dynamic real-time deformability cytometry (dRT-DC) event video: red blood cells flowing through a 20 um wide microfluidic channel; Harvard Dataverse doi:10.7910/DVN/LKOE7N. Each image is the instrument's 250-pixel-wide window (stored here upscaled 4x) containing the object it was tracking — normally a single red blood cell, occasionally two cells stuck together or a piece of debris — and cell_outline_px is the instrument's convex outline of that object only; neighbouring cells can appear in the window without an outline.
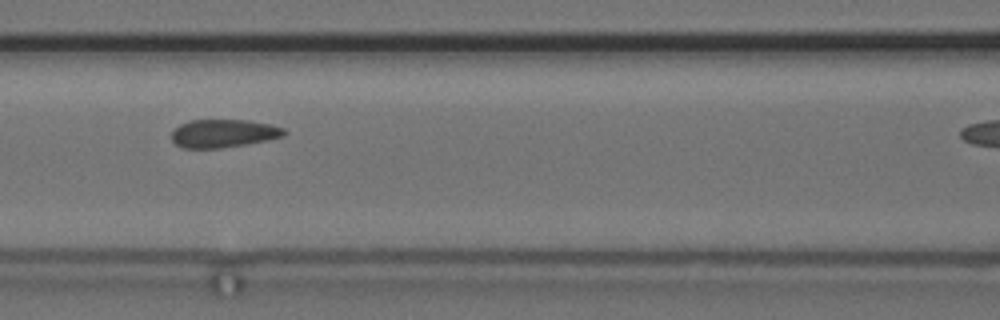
{"species": "common noctule bat (a hibernating species)", "species_latin": "Nyctalus noctula", "temperature_condition": "cold", "stored_images_in_passage": 9, "camera_frame_rate_fps": 3000, "um_per_image_px": 0.085, "animal": {"sex": "female", "body_mass_g": 24.6, "forearm_length_mm": 56.2}, "frame": {"image": 1, "passage_image": 6, "time_ms": 5.667, "image_size_px": [1000, 320], "cell_outline_px": [[288, 132], [284, 136], [268, 140], [220, 148], [184, 148], [176, 144], [172, 140], [172, 132], [180, 124], [192, 120], [248, 120], [272, 124], [284, 128]], "centroid_in_image_um": [19.04, 11.33], "position_along_channel_um": 147.6, "area_um2": 18.44}}
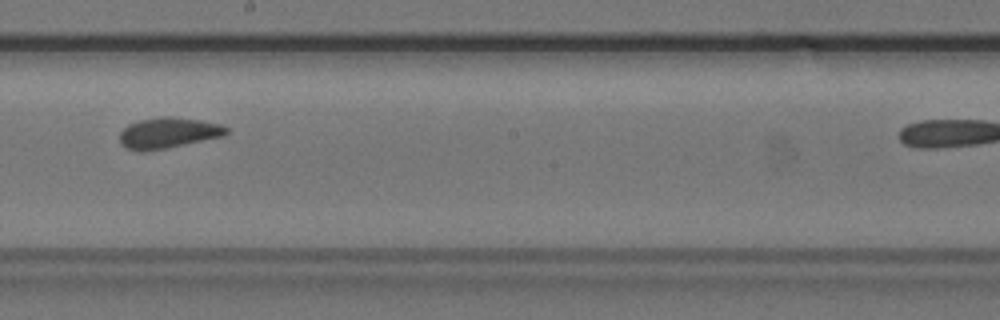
{"frame": {"image": 2, "passage_image": 8, "time_ms": 8.0, "image_size_px": [1000, 320], "cell_outline_px": [[228, 132], [224, 136], [144, 152], [140, 152], [124, 148], [120, 144], [120, 132], [128, 124], [140, 120], [164, 116], [172, 116], [200, 120], [220, 124], [228, 128]], "centroid_in_image_um": [14.26, 11.3], "position_along_channel_um": 233.9, "area_um2": 19.13}}